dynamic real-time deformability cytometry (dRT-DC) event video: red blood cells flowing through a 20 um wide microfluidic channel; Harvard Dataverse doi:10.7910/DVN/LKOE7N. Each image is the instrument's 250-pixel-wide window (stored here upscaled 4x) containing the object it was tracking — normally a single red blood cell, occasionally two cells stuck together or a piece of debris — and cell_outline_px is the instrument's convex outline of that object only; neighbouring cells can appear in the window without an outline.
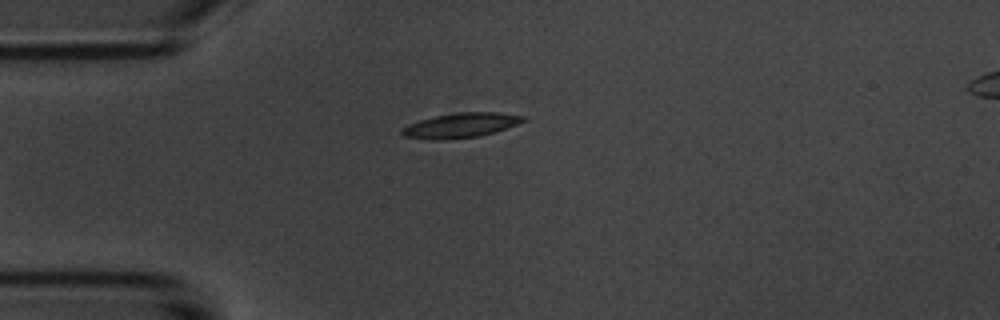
{"species": "common noctule bat (a hibernating species)", "species_latin": "Nyctalus noctula", "temperature_condition": "room temperature", "stored_images_in_passage": 3, "camera_frame_rate_fps": 3000, "um_per_image_px": 0.085, "animal": {"sex": "male", "body_mass_g": 20.1, "forearm_length_mm": 53.5}, "frame": {"image": 1, "passage_image": 1, "time_ms": 0.0, "image_size_px": [1000, 320], "cell_outline_px": [[524, 120], [516, 124], [480, 136], [448, 140], [432, 140], [404, 136], [400, 132], [400, 128], [408, 124], [420, 120], [436, 116], [460, 112], [496, 112], [524, 116]], "centroid_in_image_um": [39.08, 10.66], "position_along_channel_um": 45.9, "area_um2": 17.28}}